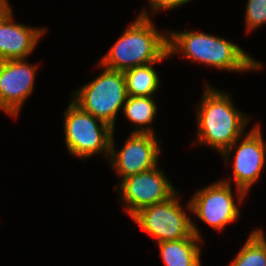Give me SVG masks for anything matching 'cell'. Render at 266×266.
Segmentation results:
<instances>
[{
	"label": "cell",
	"instance_id": "18",
	"mask_svg": "<svg viewBox=\"0 0 266 266\" xmlns=\"http://www.w3.org/2000/svg\"><path fill=\"white\" fill-rule=\"evenodd\" d=\"M190 1L192 0H148V4L151 7L148 10H152V14H155L157 11L181 7V5L187 4Z\"/></svg>",
	"mask_w": 266,
	"mask_h": 266
},
{
	"label": "cell",
	"instance_id": "8",
	"mask_svg": "<svg viewBox=\"0 0 266 266\" xmlns=\"http://www.w3.org/2000/svg\"><path fill=\"white\" fill-rule=\"evenodd\" d=\"M231 178L221 179L209 184L196 193L187 203L186 210L200 221L218 232L227 224L235 222L240 216L239 206L235 203Z\"/></svg>",
	"mask_w": 266,
	"mask_h": 266
},
{
	"label": "cell",
	"instance_id": "5",
	"mask_svg": "<svg viewBox=\"0 0 266 266\" xmlns=\"http://www.w3.org/2000/svg\"><path fill=\"white\" fill-rule=\"evenodd\" d=\"M64 117L65 144L70 155L83 160L97 154L109 157L113 128L73 101L65 110Z\"/></svg>",
	"mask_w": 266,
	"mask_h": 266
},
{
	"label": "cell",
	"instance_id": "9",
	"mask_svg": "<svg viewBox=\"0 0 266 266\" xmlns=\"http://www.w3.org/2000/svg\"><path fill=\"white\" fill-rule=\"evenodd\" d=\"M155 168L123 179L118 189L125 211L132 218L141 209L166 201L177 191L163 170ZM119 186V187H118Z\"/></svg>",
	"mask_w": 266,
	"mask_h": 266
},
{
	"label": "cell",
	"instance_id": "11",
	"mask_svg": "<svg viewBox=\"0 0 266 266\" xmlns=\"http://www.w3.org/2000/svg\"><path fill=\"white\" fill-rule=\"evenodd\" d=\"M38 65L25 59L0 61V110L17 117L34 90ZM25 101V102H24Z\"/></svg>",
	"mask_w": 266,
	"mask_h": 266
},
{
	"label": "cell",
	"instance_id": "2",
	"mask_svg": "<svg viewBox=\"0 0 266 266\" xmlns=\"http://www.w3.org/2000/svg\"><path fill=\"white\" fill-rule=\"evenodd\" d=\"M150 18L151 15L146 9L139 12L99 63L108 69L123 72L166 60L169 57L168 30L162 34Z\"/></svg>",
	"mask_w": 266,
	"mask_h": 266
},
{
	"label": "cell",
	"instance_id": "17",
	"mask_svg": "<svg viewBox=\"0 0 266 266\" xmlns=\"http://www.w3.org/2000/svg\"><path fill=\"white\" fill-rule=\"evenodd\" d=\"M245 8L248 33L266 24V0H247Z\"/></svg>",
	"mask_w": 266,
	"mask_h": 266
},
{
	"label": "cell",
	"instance_id": "16",
	"mask_svg": "<svg viewBox=\"0 0 266 266\" xmlns=\"http://www.w3.org/2000/svg\"><path fill=\"white\" fill-rule=\"evenodd\" d=\"M255 229L250 232L243 247L229 266H266L265 232L263 228Z\"/></svg>",
	"mask_w": 266,
	"mask_h": 266
},
{
	"label": "cell",
	"instance_id": "3",
	"mask_svg": "<svg viewBox=\"0 0 266 266\" xmlns=\"http://www.w3.org/2000/svg\"><path fill=\"white\" fill-rule=\"evenodd\" d=\"M196 107L197 145H206L222 154L244 135L249 118L235 108L231 96L206 84Z\"/></svg>",
	"mask_w": 266,
	"mask_h": 266
},
{
	"label": "cell",
	"instance_id": "10",
	"mask_svg": "<svg viewBox=\"0 0 266 266\" xmlns=\"http://www.w3.org/2000/svg\"><path fill=\"white\" fill-rule=\"evenodd\" d=\"M114 132L115 130L112 134L108 161L114 172L120 176V182L158 166L161 149L155 134L130 132L123 147L118 151L115 148Z\"/></svg>",
	"mask_w": 266,
	"mask_h": 266
},
{
	"label": "cell",
	"instance_id": "13",
	"mask_svg": "<svg viewBox=\"0 0 266 266\" xmlns=\"http://www.w3.org/2000/svg\"><path fill=\"white\" fill-rule=\"evenodd\" d=\"M200 241L202 239L193 234L189 238L158 243L164 266H201Z\"/></svg>",
	"mask_w": 266,
	"mask_h": 266
},
{
	"label": "cell",
	"instance_id": "14",
	"mask_svg": "<svg viewBox=\"0 0 266 266\" xmlns=\"http://www.w3.org/2000/svg\"><path fill=\"white\" fill-rule=\"evenodd\" d=\"M153 98V96H127L126 102L121 110H123V114L127 120L135 125L132 133L155 134L151 123H153L158 112V107Z\"/></svg>",
	"mask_w": 266,
	"mask_h": 266
},
{
	"label": "cell",
	"instance_id": "19",
	"mask_svg": "<svg viewBox=\"0 0 266 266\" xmlns=\"http://www.w3.org/2000/svg\"><path fill=\"white\" fill-rule=\"evenodd\" d=\"M8 0H0V17L10 8Z\"/></svg>",
	"mask_w": 266,
	"mask_h": 266
},
{
	"label": "cell",
	"instance_id": "6",
	"mask_svg": "<svg viewBox=\"0 0 266 266\" xmlns=\"http://www.w3.org/2000/svg\"><path fill=\"white\" fill-rule=\"evenodd\" d=\"M178 198L179 193L176 192L164 202L141 209L132 219L157 243L189 238L193 234L202 239L199 229L179 204Z\"/></svg>",
	"mask_w": 266,
	"mask_h": 266
},
{
	"label": "cell",
	"instance_id": "4",
	"mask_svg": "<svg viewBox=\"0 0 266 266\" xmlns=\"http://www.w3.org/2000/svg\"><path fill=\"white\" fill-rule=\"evenodd\" d=\"M97 66L103 71L73 92L72 101L115 129L117 113L123 109L128 96L125 77L122 71L108 69L100 63Z\"/></svg>",
	"mask_w": 266,
	"mask_h": 266
},
{
	"label": "cell",
	"instance_id": "1",
	"mask_svg": "<svg viewBox=\"0 0 266 266\" xmlns=\"http://www.w3.org/2000/svg\"><path fill=\"white\" fill-rule=\"evenodd\" d=\"M182 54L192 62L225 71L247 72L262 69L263 64L233 42L198 31H168V55Z\"/></svg>",
	"mask_w": 266,
	"mask_h": 266
},
{
	"label": "cell",
	"instance_id": "12",
	"mask_svg": "<svg viewBox=\"0 0 266 266\" xmlns=\"http://www.w3.org/2000/svg\"><path fill=\"white\" fill-rule=\"evenodd\" d=\"M12 7L0 17V61L25 59L47 32L46 28L14 22Z\"/></svg>",
	"mask_w": 266,
	"mask_h": 266
},
{
	"label": "cell",
	"instance_id": "15",
	"mask_svg": "<svg viewBox=\"0 0 266 266\" xmlns=\"http://www.w3.org/2000/svg\"><path fill=\"white\" fill-rule=\"evenodd\" d=\"M153 62L123 71L128 96L151 97L159 89L160 80Z\"/></svg>",
	"mask_w": 266,
	"mask_h": 266
},
{
	"label": "cell",
	"instance_id": "7",
	"mask_svg": "<svg viewBox=\"0 0 266 266\" xmlns=\"http://www.w3.org/2000/svg\"><path fill=\"white\" fill-rule=\"evenodd\" d=\"M260 123L253 125L250 132L238 138L221 156L227 164L236 148L233 161L232 179L235 182L236 197L241 204L252 185L258 181L266 162V142L263 139ZM243 137V138H242ZM243 139V140H242ZM238 145V146H237Z\"/></svg>",
	"mask_w": 266,
	"mask_h": 266
}]
</instances>
